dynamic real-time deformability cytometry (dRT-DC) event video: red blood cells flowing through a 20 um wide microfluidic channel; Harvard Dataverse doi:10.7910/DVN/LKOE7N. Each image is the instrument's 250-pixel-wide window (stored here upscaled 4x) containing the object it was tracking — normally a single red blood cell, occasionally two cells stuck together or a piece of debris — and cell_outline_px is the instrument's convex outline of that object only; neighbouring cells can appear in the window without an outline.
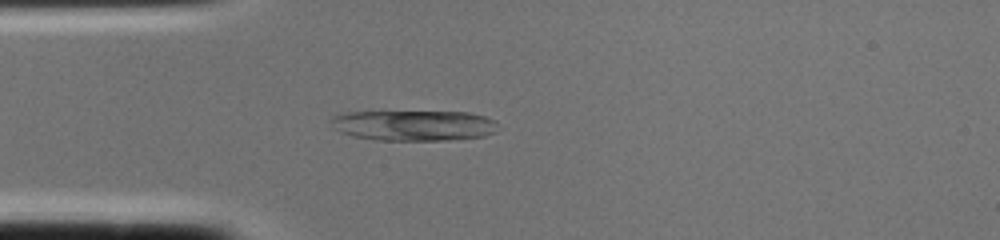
{"species": "common noctule bat (a hibernating species)", "species_latin": "Nyctalus noctula", "temperature_condition": "cold", "stored_images_in_passage": 1, "camera_frame_rate_fps": 3000, "um_per_image_px": 0.085, "animal": {"sex": "female", "body_mass_g": 22.0, "forearm_length_mm": 56.7}, "frame": {"image": 1, "passage_image": 1, "time_ms": 0.0, "image_size_px": [1000, 240], "cell_outline_px": [[496, 132], [484, 136], [444, 140], [376, 140], [352, 136], [340, 132], [332, 128], [328, 120], [332, 116], [348, 112], [468, 112], [484, 116], [496, 120]], "centroid_in_image_um": [35.12, 10.66], "position_along_channel_um": 49.9, "area_um2": 29.82}}